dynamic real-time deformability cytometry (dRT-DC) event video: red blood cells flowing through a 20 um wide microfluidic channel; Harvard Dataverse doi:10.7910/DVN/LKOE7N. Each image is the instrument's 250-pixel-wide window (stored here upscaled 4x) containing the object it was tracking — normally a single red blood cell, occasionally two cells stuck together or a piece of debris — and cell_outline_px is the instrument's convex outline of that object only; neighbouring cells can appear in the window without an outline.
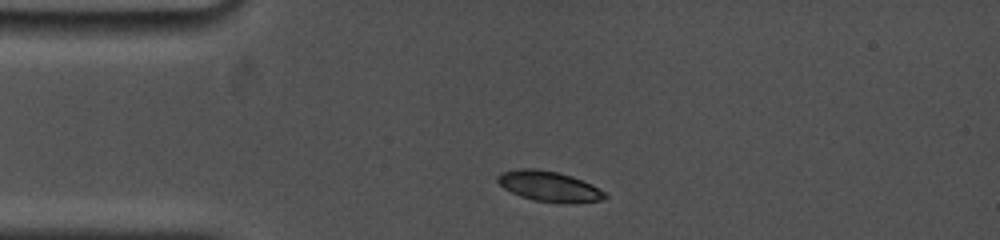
{"species": "common noctule bat (a hibernating species)", "species_latin": "Nyctalus noctula", "temperature_condition": "cold", "stored_images_in_passage": 2, "camera_frame_rate_fps": 5000, "um_per_image_px": 0.085, "animal": {"sex": "female", "body_mass_g": 19.0, "forearm_length_mm": 53.3}, "frame": {"image": 1, "passage_image": 1, "time_ms": 0.0, "image_size_px": [1000, 240], "cell_outline_px": [[608, 196], [600, 200], [536, 200], [520, 196], [504, 188], [496, 180], [496, 176], [500, 172], [520, 168], [536, 168], [556, 172], [572, 176], [592, 184], [604, 192]], "centroid_in_image_um": [46.57, 15.76], "position_along_channel_um": 38.4, "area_um2": 18.03}}